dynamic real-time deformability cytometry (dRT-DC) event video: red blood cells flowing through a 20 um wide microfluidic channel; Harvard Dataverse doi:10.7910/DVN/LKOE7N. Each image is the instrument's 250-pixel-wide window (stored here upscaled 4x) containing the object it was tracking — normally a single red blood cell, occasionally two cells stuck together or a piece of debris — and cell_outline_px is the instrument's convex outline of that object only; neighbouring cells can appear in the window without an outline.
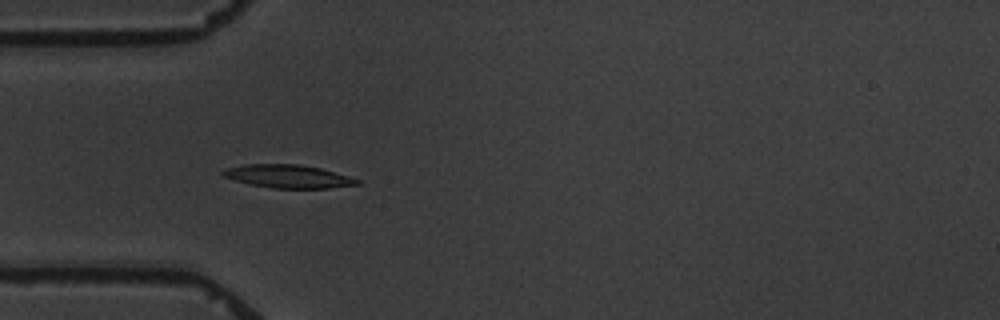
{"species": "common noctule bat (a hibernating species)", "species_latin": "Nyctalus noctula", "temperature_condition": "warm", "stored_images_in_passage": 6, "camera_frame_rate_fps": 3000, "um_per_image_px": 0.085, "animal": {"sex": "male", "body_mass_g": 19.5, "forearm_length_mm": 54.6}, "frame": {"image": 1, "passage_image": 5, "time_ms": 5.0, "image_size_px": [1000, 320], "cell_outline_px": [[360, 184], [328, 188], [272, 188], [252, 184], [236, 180], [224, 176], [220, 172], [224, 168], [244, 164], [300, 164], [320, 168], [348, 176], [360, 180]], "centroid_in_image_um": [24.48, 14.98], "position_along_channel_um": 60.5, "area_um2": 17.98}}
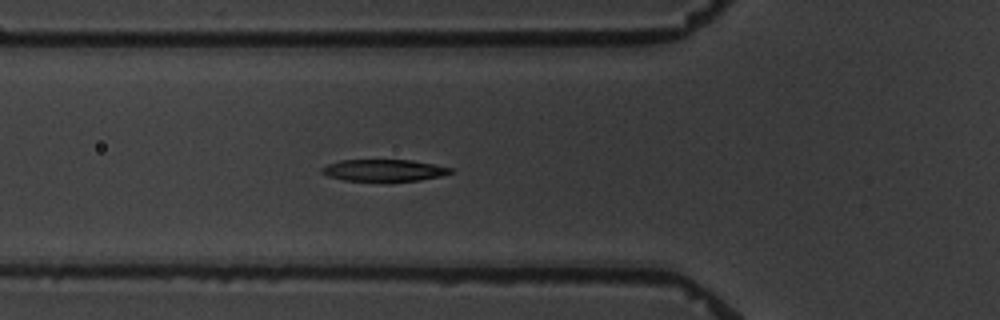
{"frame": {"image": 2, "passage_image": 6, "time_ms": 6.0, "image_size_px": [1000, 320], "cell_outline_px": [[452, 172], [440, 176], [420, 180], [344, 180], [328, 176], [320, 172], [320, 168], [328, 164], [340, 160], [412, 160], [452, 168]], "centroid_in_image_um": [32.59, 14.46], "position_along_channel_um": 93.2, "area_um2": 16.01}}